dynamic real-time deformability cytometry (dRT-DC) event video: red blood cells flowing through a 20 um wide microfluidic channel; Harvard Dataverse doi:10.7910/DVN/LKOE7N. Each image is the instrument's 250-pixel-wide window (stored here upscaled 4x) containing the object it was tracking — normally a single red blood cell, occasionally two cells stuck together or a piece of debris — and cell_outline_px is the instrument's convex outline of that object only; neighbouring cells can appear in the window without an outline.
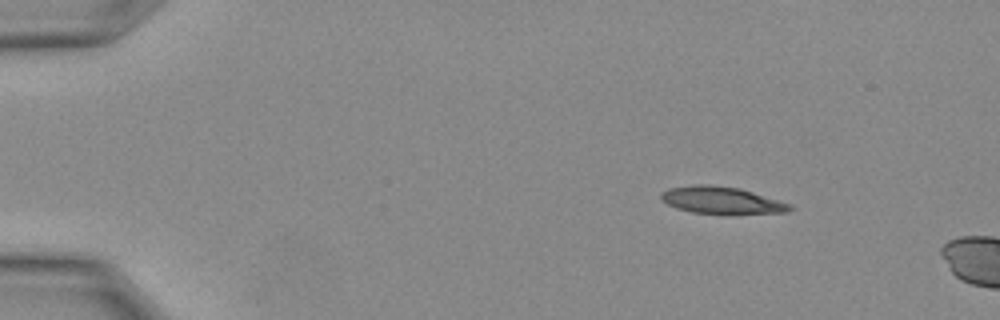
{"species": "Egyptian fruit bat (a non-hibernating species)", "species_latin": "Rousettus aegyptiacus", "temperature_condition": "warm", "stored_images_in_passage": 12, "camera_frame_rate_fps": 3000, "um_per_image_px": 0.085, "animal": {"sex": "female"}, "frame": {"image": 1, "passage_image": 1, "time_ms": 0.0, "image_size_px": [1000, 320], "cell_outline_px": [[792, 208], [788, 212], [732, 216], [728, 216], [692, 212], [676, 208], [660, 200], [660, 192], [668, 188], [692, 184], [708, 184], [740, 188], [792, 204]], "centroid_in_image_um": [61.34, 17.05], "position_along_channel_um": 23.7, "area_um2": 21.27}}
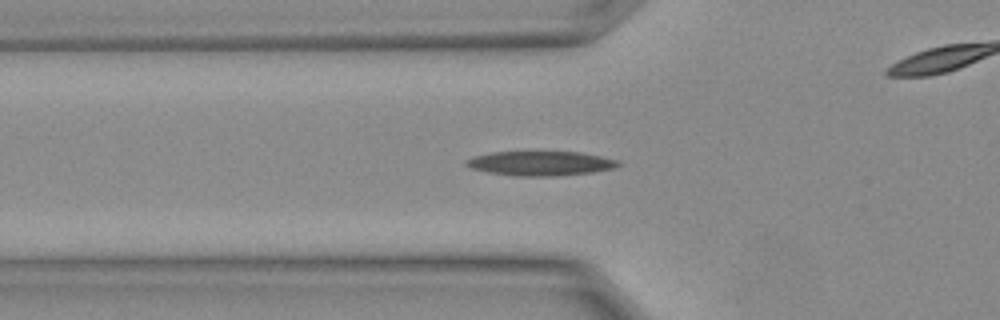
{"frame": {"image": 2, "passage_image": 7, "time_ms": 2.0, "image_size_px": [1000, 320], "cell_outline_px": [[620, 164], [612, 168], [592, 172], [556, 176], [520, 176], [488, 172], [472, 168], [464, 164], [464, 160], [472, 156], [492, 152], [580, 152], [600, 156], [616, 160]], "centroid_in_image_um": [45.88, 13.88], "position_along_channel_um": 79.9, "area_um2": 21.44}}